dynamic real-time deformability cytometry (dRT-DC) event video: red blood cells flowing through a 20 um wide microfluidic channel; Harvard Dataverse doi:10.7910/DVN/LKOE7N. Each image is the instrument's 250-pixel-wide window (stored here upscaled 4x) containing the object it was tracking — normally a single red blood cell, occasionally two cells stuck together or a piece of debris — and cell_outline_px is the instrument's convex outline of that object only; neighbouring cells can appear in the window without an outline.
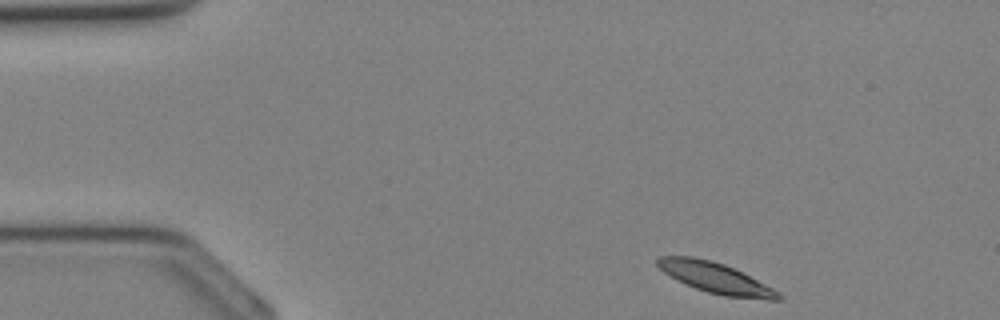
{"species": "Egyptian fruit bat (a non-hibernating species)", "species_latin": "Rousettus aegyptiacus", "temperature_condition": "cold", "stored_images_in_passage": 32, "camera_frame_rate_fps": 3000, "um_per_image_px": 0.085, "animal": {"sex": "female"}, "frame": {"image": 1, "passage_image": 1, "time_ms": 0.0, "image_size_px": [1000, 320], "cell_outline_px": [[784, 296], [780, 300], [768, 300], [724, 296], [708, 292], [696, 288], [664, 272], [656, 264], [656, 260], [660, 256], [692, 256], [724, 264], [780, 292]], "centroid_in_image_um": [60.85, 23.63], "position_along_channel_um": 24.1, "area_um2": 20.98}}
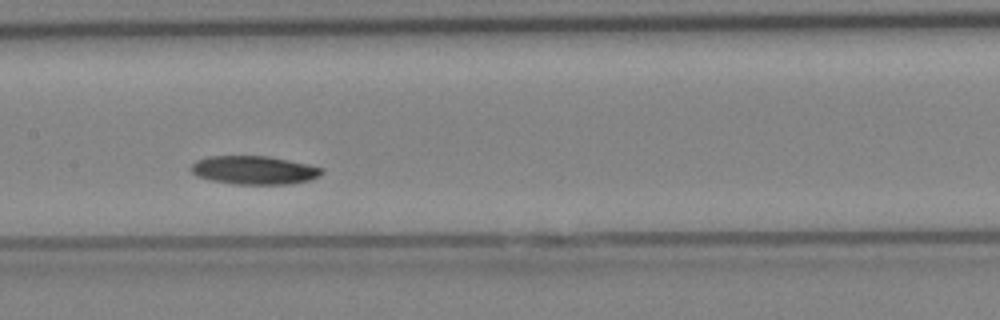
{"frame": {"image": 2, "passage_image": 14, "time_ms": 4.333, "image_size_px": [1000, 320], "cell_outline_px": [[324, 172], [320, 176], [312, 180], [292, 184], [232, 184], [212, 180], [196, 176], [192, 172], [192, 164], [196, 160], [208, 156], [268, 156], [308, 164], [324, 168]], "centroid_in_image_um": [21.64, 14.46], "position_along_channel_um": 185.8, "area_um2": 21.85}}
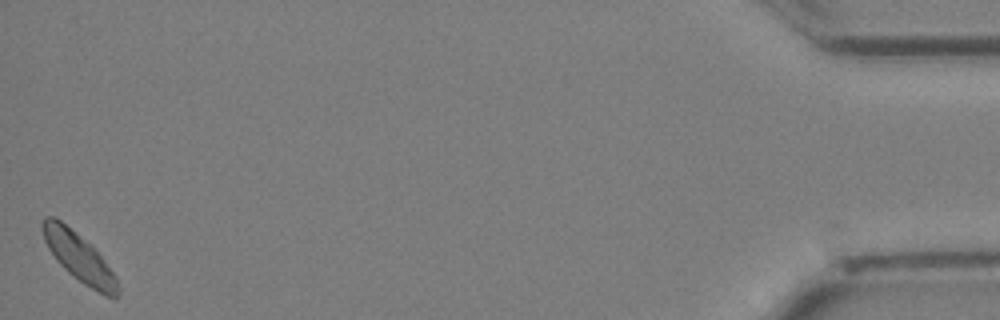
{"frame": {"image": 3, "passage_image": 32, "time_ms": 10.333, "image_size_px": [1000, 320], "cell_outline_px": [[120, 292], [116, 296], [104, 296], [84, 284], [72, 276], [56, 260], [48, 248], [44, 240], [40, 228], [40, 224], [44, 216], [52, 216], [60, 220], [84, 240], [100, 256], [116, 276], [120, 288]], "centroid_in_image_um": [6.68, 21.87], "position_along_channel_um": 428.5, "area_um2": 20.92}}